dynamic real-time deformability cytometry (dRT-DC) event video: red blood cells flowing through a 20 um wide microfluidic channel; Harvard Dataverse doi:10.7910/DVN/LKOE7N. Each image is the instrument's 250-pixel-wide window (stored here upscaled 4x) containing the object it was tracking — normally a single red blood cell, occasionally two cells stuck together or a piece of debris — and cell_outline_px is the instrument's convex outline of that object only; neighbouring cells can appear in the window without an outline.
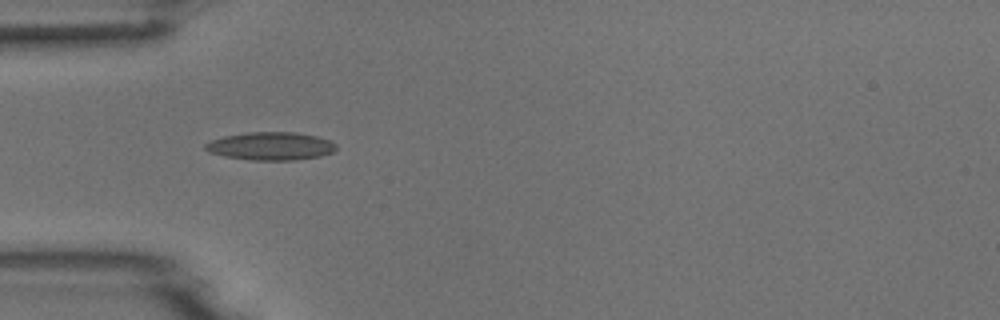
{"species": "common noctule bat (a hibernating species)", "species_latin": "Nyctalus noctula", "temperature_condition": "room temperature", "stored_images_in_passage": 5, "camera_frame_rate_fps": 3000, "um_per_image_px": 0.085, "animal": {"sex": "male", "body_mass_g": 18.8}, "frame": {"image": 1, "passage_image": 4, "time_ms": 1.0, "image_size_px": [1000, 320], "cell_outline_px": [[336, 148], [332, 152], [320, 156], [296, 160], [252, 160], [224, 156], [208, 152], [204, 148], [204, 144], [212, 140], [224, 136], [244, 132], [296, 132], [316, 136], [332, 140], [336, 144]], "centroid_in_image_um": [23.01, 12.41], "position_along_channel_um": 62.0, "area_um2": 21.5}}